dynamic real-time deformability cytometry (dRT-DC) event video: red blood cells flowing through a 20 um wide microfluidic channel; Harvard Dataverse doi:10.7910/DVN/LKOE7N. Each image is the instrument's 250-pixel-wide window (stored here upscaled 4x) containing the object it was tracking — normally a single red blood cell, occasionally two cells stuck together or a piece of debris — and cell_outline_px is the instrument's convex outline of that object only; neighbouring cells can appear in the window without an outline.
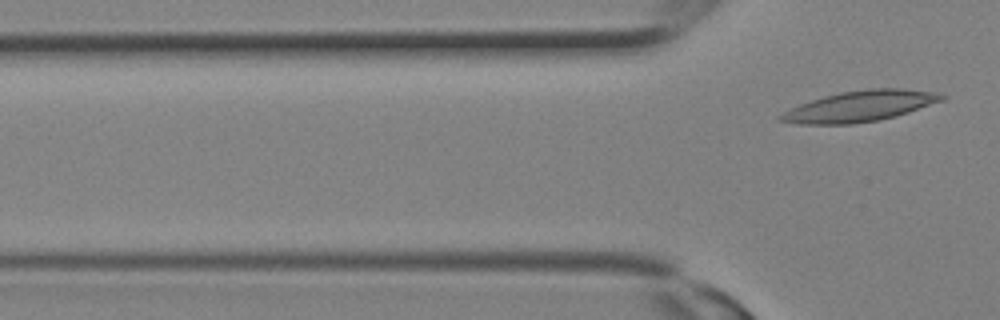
{"species": "Egyptian fruit bat (a non-hibernating species)", "species_latin": "Rousettus aegyptiacus", "temperature_condition": "room temperature", "stored_images_in_passage": 3, "camera_frame_rate_fps": 3000, "um_per_image_px": 0.085, "animal": {"sex": "female"}, "frame": {"image": 1, "passage_image": 3, "time_ms": 0.667, "image_size_px": [1000, 320], "cell_outline_px": [[948, 96], [944, 100], [896, 116], [880, 120], [852, 124], [800, 124], [776, 120], [776, 116], [800, 104], [824, 96], [840, 92], [872, 88], [904, 88], [940, 92]], "centroid_in_image_um": [73.14, 9.02], "position_along_channel_um": 52.7, "area_um2": 29.07}}